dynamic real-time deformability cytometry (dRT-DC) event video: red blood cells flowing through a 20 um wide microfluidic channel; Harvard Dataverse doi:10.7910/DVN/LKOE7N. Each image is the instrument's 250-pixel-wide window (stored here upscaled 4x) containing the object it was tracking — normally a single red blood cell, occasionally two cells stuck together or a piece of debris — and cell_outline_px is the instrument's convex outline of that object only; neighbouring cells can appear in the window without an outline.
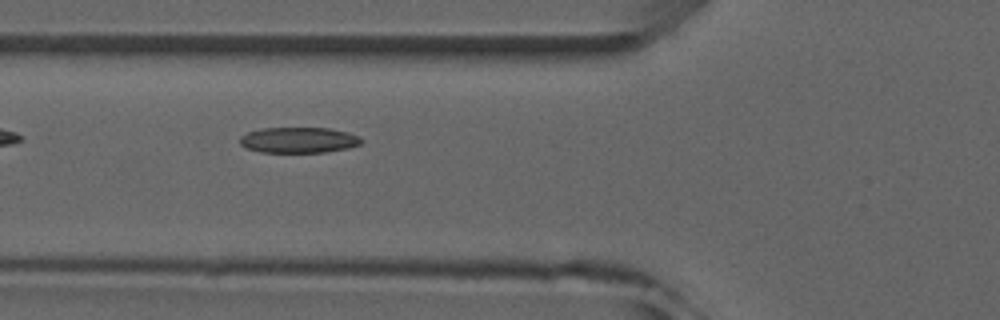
{"species": "common noctule bat (a hibernating species)", "species_latin": "Nyctalus noctula", "temperature_condition": "room temperature", "stored_images_in_passage": 8, "camera_frame_rate_fps": 3000, "um_per_image_px": 0.085, "animal": {"sex": "male", "forearm_length_mm": 52.5}, "frame": {"image": 1, "passage_image": 6, "time_ms": 5.667, "image_size_px": [1000, 320], "cell_outline_px": [[364, 140], [360, 144], [348, 148], [324, 152], [260, 152], [248, 148], [240, 144], [240, 136], [248, 132], [264, 128], [328, 128], [348, 132], [360, 136]], "centroid_in_image_um": [25.42, 11.9], "position_along_channel_um": 100.4, "area_um2": 18.15}}
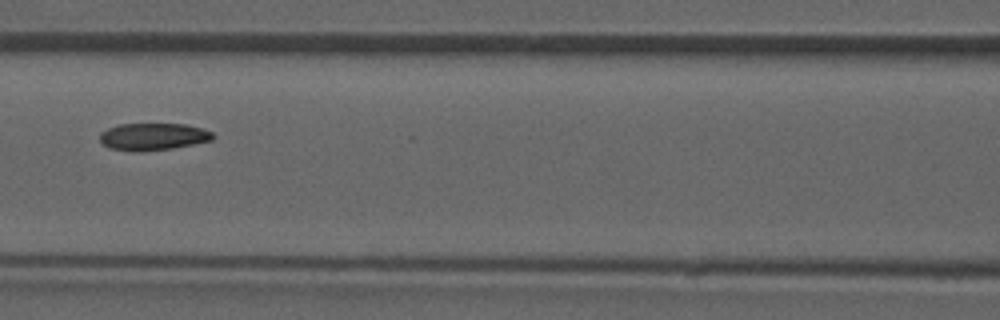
{"frame": {"image": 2, "passage_image": 7, "time_ms": 7.0, "image_size_px": [1000, 320], "cell_outline_px": [[216, 136], [212, 140], [172, 148], [136, 152], [108, 148], [100, 140], [100, 132], [108, 128], [120, 124], [188, 124], [212, 132]], "centroid_in_image_um": [13.0, 11.61], "position_along_channel_um": 153.6, "area_um2": 17.86}}